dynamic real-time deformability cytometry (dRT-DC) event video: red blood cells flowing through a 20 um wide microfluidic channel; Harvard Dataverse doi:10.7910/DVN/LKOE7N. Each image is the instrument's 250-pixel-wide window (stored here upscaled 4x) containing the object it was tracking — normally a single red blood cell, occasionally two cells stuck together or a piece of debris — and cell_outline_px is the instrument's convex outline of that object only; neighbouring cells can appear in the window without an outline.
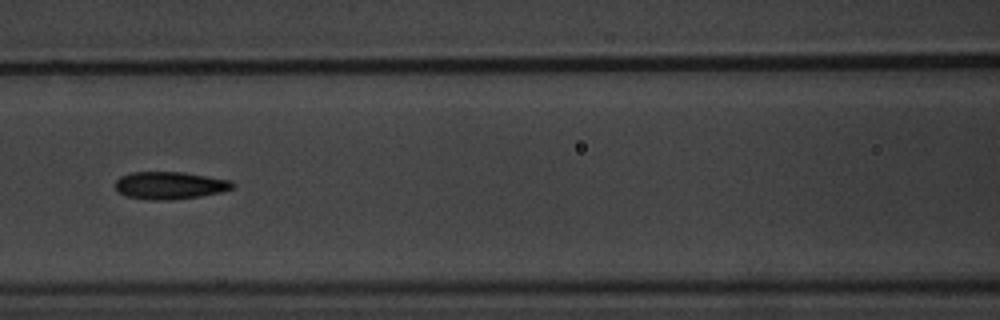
{"species": "common noctule bat (a hibernating species)", "species_latin": "Nyctalus noctula", "temperature_condition": "warm", "stored_images_in_passage": 7, "camera_frame_rate_fps": 3000, "um_per_image_px": 0.085, "animal": {"sex": "male", "body_mass_g": 20.1, "forearm_length_mm": 53.5}, "frame": {"image": 1, "passage_image": 7, "time_ms": 7.333, "image_size_px": [1000, 320], "cell_outline_px": [[236, 184], [232, 188], [220, 192], [200, 196], [172, 200], [152, 200], [128, 196], [120, 192], [116, 188], [116, 180], [120, 176], [132, 172], [184, 172], [232, 180]], "centroid_in_image_um": [14.47, 15.75], "position_along_channel_um": 152.1, "area_um2": 18.73}}